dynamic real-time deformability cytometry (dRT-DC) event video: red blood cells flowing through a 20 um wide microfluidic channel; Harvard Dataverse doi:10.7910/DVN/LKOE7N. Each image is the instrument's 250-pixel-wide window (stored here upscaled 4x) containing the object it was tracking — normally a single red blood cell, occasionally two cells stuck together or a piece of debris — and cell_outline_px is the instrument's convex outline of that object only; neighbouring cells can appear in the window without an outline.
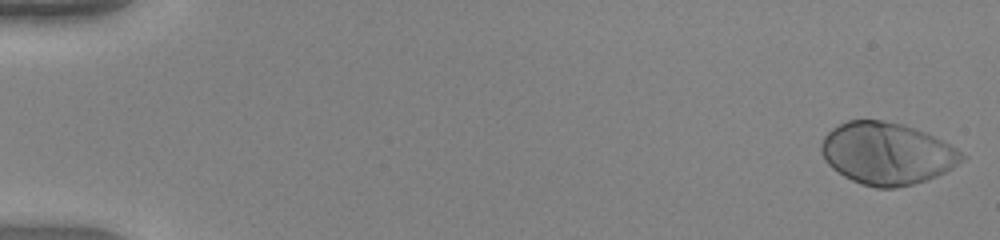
{"species": "human", "species_latin": "Homo sapiens", "temperature_condition": "warm", "stored_images_in_passage": 50, "camera_frame_rate_fps": 3000, "um_per_image_px": 0.085, "donor": {"sex": "female"}, "frame": {"image": 1, "passage_image": 1, "time_ms": 0.0, "image_size_px": [1000, 240], "cell_outline_px": [[968, 156], [964, 160], [952, 168], [936, 176], [912, 184], [896, 188], [876, 188], [852, 180], [844, 176], [832, 168], [824, 160], [820, 152], [820, 144], [824, 136], [832, 128], [848, 120], [880, 120], [904, 124], [924, 132], [956, 148]], "centroid_in_image_um": [75.36, 13.04], "position_along_channel_um": 9.6, "area_um2": 50.69}}
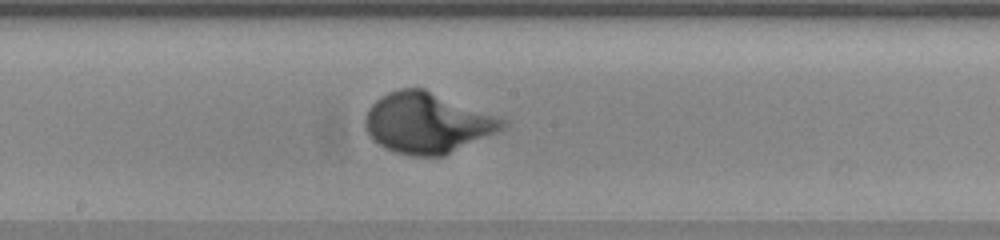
{"frame": {"image": 2, "passage_image": 28, "time_ms": 9.0, "image_size_px": [1000, 240], "cell_outline_px": [[508, 124], [504, 128], [496, 132], [444, 156], [412, 156], [396, 152], [372, 140], [368, 136], [364, 128], [364, 116], [368, 108], [380, 96], [388, 92], [400, 88], [424, 88], [500, 116], [508, 120]], "centroid_in_image_um": [36.31, 10.43], "position_along_channel_um": 211.9, "area_um2": 48.84}}
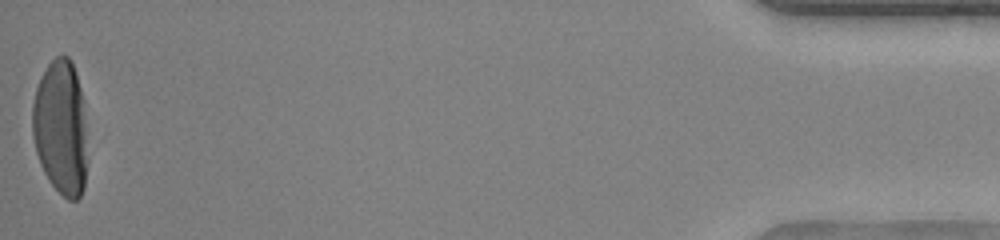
{"frame": {"image": 3, "passage_image": 50, "time_ms": 16.333, "image_size_px": [1000, 240], "cell_outline_px": [[88, 160], [84, 188], [80, 196], [76, 200], [68, 200], [48, 180], [40, 164], [36, 152], [32, 136], [32, 104], [36, 88], [48, 64], [56, 56], [68, 56], [76, 72], [84, 104], [88, 156]], "centroid_in_image_um": [5.18, 10.88], "position_along_channel_um": 430.0, "area_um2": 43.75}}